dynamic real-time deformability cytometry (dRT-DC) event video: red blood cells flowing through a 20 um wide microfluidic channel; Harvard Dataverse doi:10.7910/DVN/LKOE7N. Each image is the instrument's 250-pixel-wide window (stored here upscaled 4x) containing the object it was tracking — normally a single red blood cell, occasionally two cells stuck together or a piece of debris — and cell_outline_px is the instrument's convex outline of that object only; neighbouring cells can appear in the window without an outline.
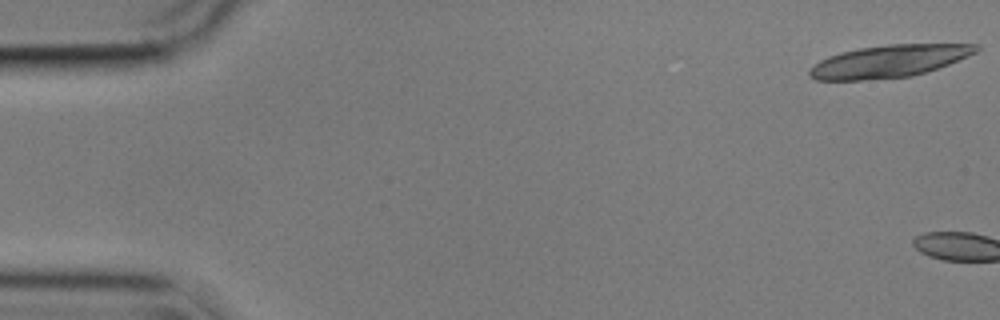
{"species": "common noctule bat (a hibernating species)", "species_latin": "Nyctalus noctula", "temperature_condition": "cold", "stored_images_in_passage": 3, "camera_frame_rate_fps": 3000, "um_per_image_px": 0.085, "animal": {"sex": "male", "body_mass_g": 17.9}, "frame": {"image": 1, "passage_image": 1, "time_ms": 0.0, "image_size_px": [1000, 320], "cell_outline_px": [[980, 48], [976, 52], [948, 64], [912, 76], [860, 80], [816, 80], [808, 72], [820, 60], [828, 56], [860, 48], [888, 44], [980, 44]], "centroid_in_image_um": [75.58, 5.2], "position_along_channel_um": 9.4, "area_um2": 30.87}}